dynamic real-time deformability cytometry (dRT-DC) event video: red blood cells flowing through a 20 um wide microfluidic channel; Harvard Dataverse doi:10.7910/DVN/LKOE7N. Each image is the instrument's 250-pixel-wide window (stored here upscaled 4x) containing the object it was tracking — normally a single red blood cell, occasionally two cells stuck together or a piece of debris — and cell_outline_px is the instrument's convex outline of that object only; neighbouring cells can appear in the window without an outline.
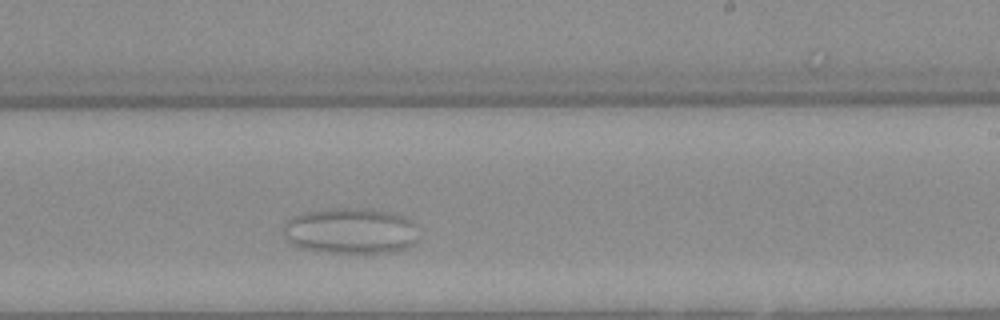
{"species": "Egyptian fruit bat (a non-hibernating species)", "species_latin": "Rousettus aegyptiacus", "temperature_condition": "warm", "stored_images_in_passage": 34, "camera_frame_rate_fps": 3000, "um_per_image_px": 0.085, "animal": {"sex": "female"}, "frame": {"image": 1, "passage_image": 20, "time_ms": 6.333, "image_size_px": [1000, 320], "cell_outline_px": [[420, 236], [412, 244], [404, 248], [392, 252], [320, 252], [300, 248], [292, 244], [284, 236], [284, 224], [292, 216], [304, 212], [336, 208], [360, 208], [388, 212], [400, 216], [408, 220], [412, 224]], "centroid_in_image_um": [29.75, 19.63], "position_along_channel_um": 259.3, "area_um2": 35.84}}